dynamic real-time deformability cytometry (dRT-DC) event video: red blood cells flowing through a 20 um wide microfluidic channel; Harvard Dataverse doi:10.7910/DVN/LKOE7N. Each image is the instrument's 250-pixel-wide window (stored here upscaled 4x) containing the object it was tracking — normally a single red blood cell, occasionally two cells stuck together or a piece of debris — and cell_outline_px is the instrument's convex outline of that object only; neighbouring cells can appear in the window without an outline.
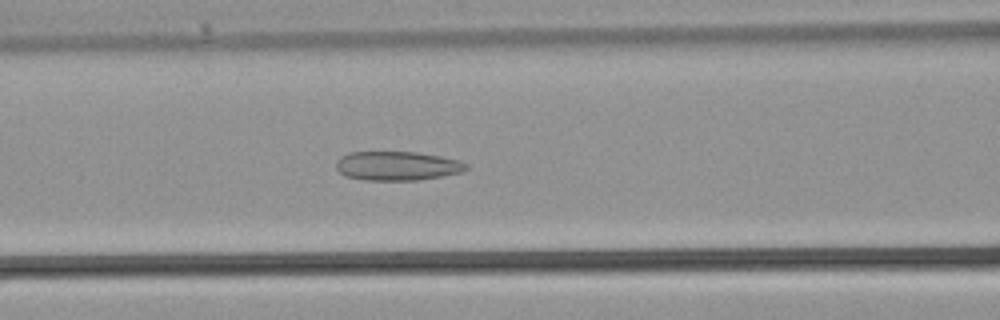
{"species": "common noctule bat (a hibernating species)", "species_latin": "Nyctalus noctula", "temperature_condition": "warm", "stored_images_in_passage": 35, "camera_frame_rate_fps": 3000, "um_per_image_px": 0.085, "animal": {"sex": "male", "body_mass_g": 21.5, "forearm_length_mm": 52.0}, "frame": {"image": 1, "passage_image": 14, "time_ms": 4.333, "image_size_px": [1000, 320], "cell_outline_px": [[468, 168], [460, 172], [444, 176], [416, 180], [364, 180], [344, 176], [336, 168], [336, 160], [340, 156], [348, 152], [416, 152], [440, 156], [460, 160], [468, 164]], "centroid_in_image_um": [33.74, 14.1], "position_along_channel_um": 132.9, "area_um2": 22.2}}
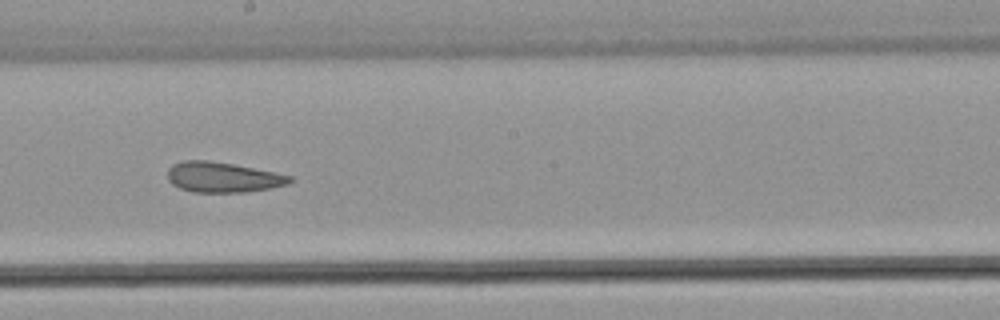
{"frame": {"image": 2, "passage_image": 19, "time_ms": 6.0, "image_size_px": [1000, 320], "cell_outline_px": [[292, 180], [288, 184], [268, 188], [244, 192], [192, 192], [180, 188], [172, 184], [168, 180], [168, 168], [172, 164], [184, 160], [208, 160], [232, 164], [276, 172], [292, 176]], "centroid_in_image_um": [18.91, 15.06], "position_along_channel_um": 229.3, "area_um2": 21.5}}
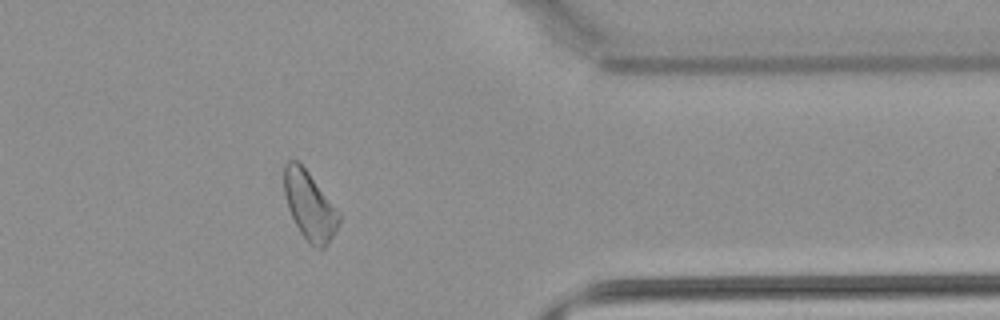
{"frame": {"image": 3, "passage_image": 28, "time_ms": 9.0, "image_size_px": [1000, 320], "cell_outline_px": [[340, 220], [328, 244], [324, 248], [320, 248], [308, 244], [300, 232], [288, 208], [284, 192], [284, 164], [288, 160], [296, 160], [308, 172], [340, 212]], "centroid_in_image_um": [26.31, 17.49], "position_along_channel_um": 385.1, "area_um2": 21.62}}